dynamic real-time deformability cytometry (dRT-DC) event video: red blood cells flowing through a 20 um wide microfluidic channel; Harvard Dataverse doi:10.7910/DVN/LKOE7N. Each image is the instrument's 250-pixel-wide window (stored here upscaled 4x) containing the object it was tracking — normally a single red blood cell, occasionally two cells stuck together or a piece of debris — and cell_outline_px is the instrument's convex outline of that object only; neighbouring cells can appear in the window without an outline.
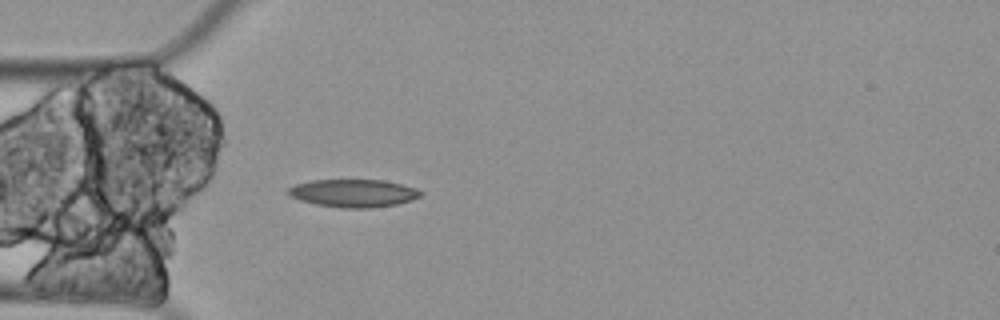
{"species": "Egyptian fruit bat (a non-hibernating species)", "species_latin": "Rousettus aegyptiacus", "temperature_condition": "cold", "stored_images_in_passage": 1, "camera_frame_rate_fps": 3000, "um_per_image_px": 0.085, "animal": {"sex": "female"}, "frame": {"image": 1, "passage_image": 1, "time_ms": 0.0, "image_size_px": [1000, 320], "cell_outline_px": [[424, 192], [420, 196], [412, 200], [396, 204], [368, 208], [340, 208], [316, 204], [300, 200], [284, 192], [288, 188], [296, 184], [312, 180], [384, 180], [416, 188]], "centroid_in_image_um": [30.03, 16.42], "position_along_channel_um": 55.0, "area_um2": 21.44}}